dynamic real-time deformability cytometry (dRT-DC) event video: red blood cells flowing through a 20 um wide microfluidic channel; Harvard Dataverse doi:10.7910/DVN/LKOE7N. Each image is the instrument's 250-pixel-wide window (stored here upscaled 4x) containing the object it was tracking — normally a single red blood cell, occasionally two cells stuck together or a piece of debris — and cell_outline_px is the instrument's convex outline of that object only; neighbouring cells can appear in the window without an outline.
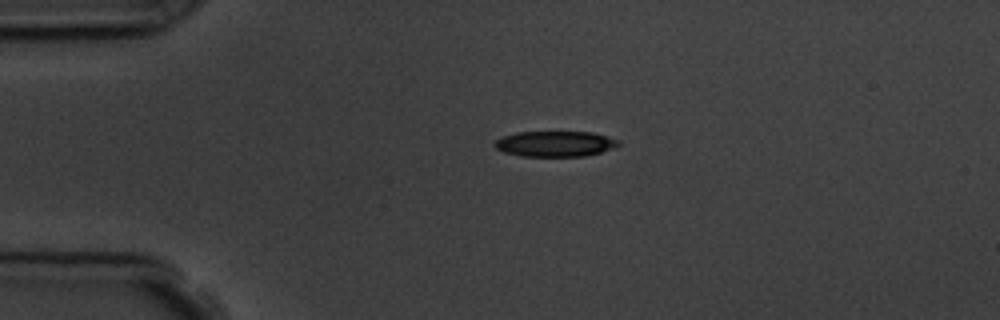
{"species": "common noctule bat (a hibernating species)", "species_latin": "Nyctalus noctula", "temperature_condition": "room temperature", "stored_images_in_passage": 5, "camera_frame_rate_fps": 3000, "um_per_image_px": 0.085, "animal": {"sex": "male", "body_mass_g": 19.5, "forearm_length_mm": 54.6}, "frame": {"image": 1, "passage_image": 5, "time_ms": 4.667, "image_size_px": [1000, 320], "cell_outline_px": [[620, 144], [612, 148], [600, 152], [584, 156], [520, 156], [504, 152], [496, 148], [492, 144], [496, 140], [504, 136], [516, 132], [592, 132], [608, 136], [620, 140]], "centroid_in_image_um": [47.18, 12.22], "position_along_channel_um": 37.8, "area_um2": 18.44}}